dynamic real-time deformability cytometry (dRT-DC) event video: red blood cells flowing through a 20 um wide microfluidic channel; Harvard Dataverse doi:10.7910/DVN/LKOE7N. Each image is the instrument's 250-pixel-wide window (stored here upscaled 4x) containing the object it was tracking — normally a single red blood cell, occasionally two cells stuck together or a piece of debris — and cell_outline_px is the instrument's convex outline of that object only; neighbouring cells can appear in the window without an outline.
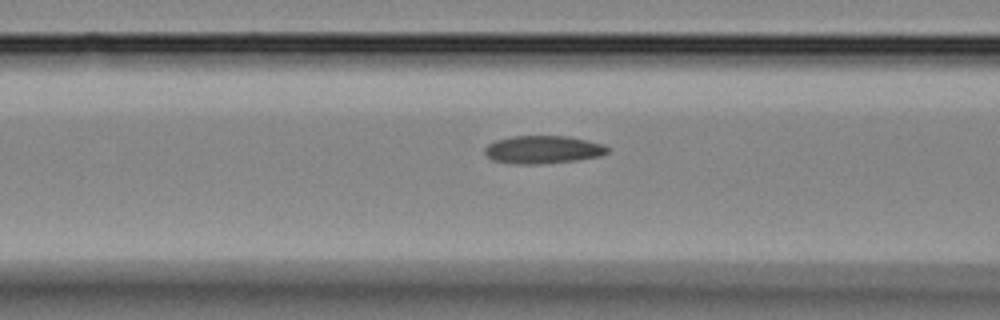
{"species": "Egyptian fruit bat (a non-hibernating species)", "species_latin": "Rousettus aegyptiacus", "temperature_condition": "room temperature", "stored_images_in_passage": 15, "camera_frame_rate_fps": 3000, "um_per_image_px": 0.085, "animal": {"sex": "female"}, "frame": {"image": 1, "passage_image": 13, "time_ms": 4.0, "image_size_px": [1000, 320], "cell_outline_px": [[608, 152], [600, 156], [576, 160], [540, 164], [512, 164], [492, 160], [484, 152], [484, 148], [488, 144], [496, 140], [512, 136], [568, 136], [604, 144], [608, 148]], "centroid_in_image_um": [46.13, 12.72], "position_along_channel_um": 120.5, "area_um2": 20.0}}